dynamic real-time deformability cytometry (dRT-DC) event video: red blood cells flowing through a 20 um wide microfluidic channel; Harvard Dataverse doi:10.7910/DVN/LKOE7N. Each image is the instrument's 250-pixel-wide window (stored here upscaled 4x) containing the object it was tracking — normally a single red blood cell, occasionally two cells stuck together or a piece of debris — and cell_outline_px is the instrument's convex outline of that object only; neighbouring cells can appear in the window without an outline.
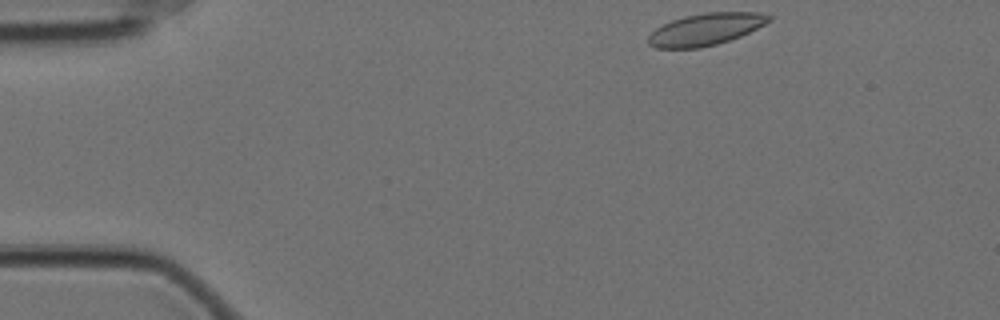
{"species": "Egyptian fruit bat (a non-hibernating species)", "species_latin": "Rousettus aegyptiacus", "temperature_condition": "cold", "stored_images_in_passage": 14, "camera_frame_rate_fps": 3000, "um_per_image_px": 0.085, "animal": {"sex": "female"}, "frame": {"image": 1, "passage_image": 1, "time_ms": 0.0, "image_size_px": [1000, 320], "cell_outline_px": [[772, 20], [740, 36], [716, 44], [700, 48], [656, 48], [648, 44], [648, 36], [656, 28], [672, 20], [684, 16], [708, 12], [760, 12], [772, 16]], "centroid_in_image_um": [59.98, 2.48], "position_along_channel_um": 25.0, "area_um2": 22.31}}
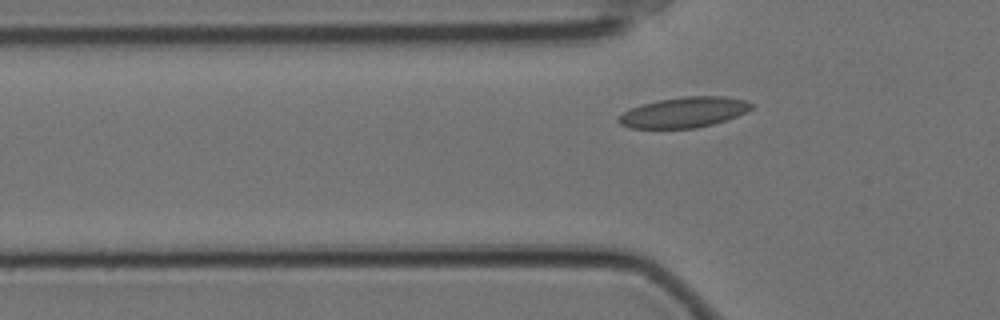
{"frame": {"image": 2, "passage_image": 11, "time_ms": 3.333, "image_size_px": [1000, 320], "cell_outline_px": [[752, 108], [736, 116], [712, 124], [696, 128], [628, 128], [620, 124], [616, 120], [616, 116], [640, 104], [656, 100], [684, 96], [724, 96], [748, 100], [752, 104]], "centroid_in_image_um": [58.09, 9.54], "position_along_channel_um": 67.7, "area_um2": 23.64}}